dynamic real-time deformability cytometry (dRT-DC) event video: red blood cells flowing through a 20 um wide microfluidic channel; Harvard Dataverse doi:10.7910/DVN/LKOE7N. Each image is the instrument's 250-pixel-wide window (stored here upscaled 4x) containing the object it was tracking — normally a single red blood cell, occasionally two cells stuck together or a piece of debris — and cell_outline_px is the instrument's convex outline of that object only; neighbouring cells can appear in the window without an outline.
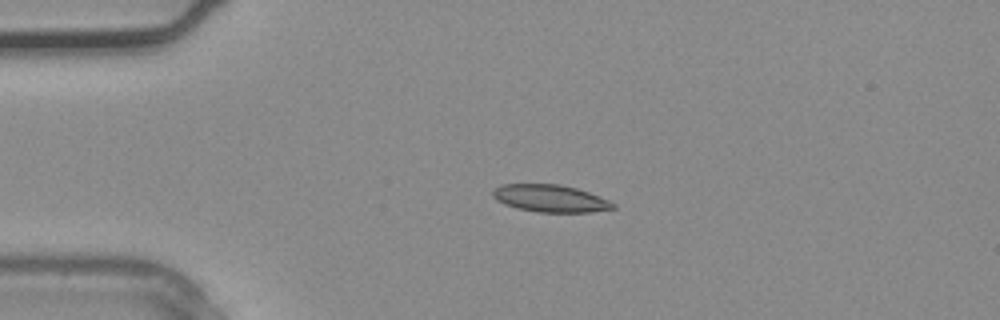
{"species": "common noctule bat (a hibernating species)", "species_latin": "Nyctalus noctula", "temperature_condition": "warm", "stored_images_in_passage": 3, "camera_frame_rate_fps": 3000, "um_per_image_px": 0.085, "animal": {"sex": "male", "body_mass_g": 20.4}, "frame": {"image": 1, "passage_image": 2, "time_ms": 0.333, "image_size_px": [1000, 320], "cell_outline_px": [[616, 208], [588, 212], [536, 212], [516, 208], [504, 204], [496, 200], [492, 196], [492, 192], [500, 184], [560, 184], [576, 188], [588, 192], [608, 200], [616, 204]], "centroid_in_image_um": [46.75, 16.86], "position_along_channel_um": 38.3, "area_um2": 19.13}}